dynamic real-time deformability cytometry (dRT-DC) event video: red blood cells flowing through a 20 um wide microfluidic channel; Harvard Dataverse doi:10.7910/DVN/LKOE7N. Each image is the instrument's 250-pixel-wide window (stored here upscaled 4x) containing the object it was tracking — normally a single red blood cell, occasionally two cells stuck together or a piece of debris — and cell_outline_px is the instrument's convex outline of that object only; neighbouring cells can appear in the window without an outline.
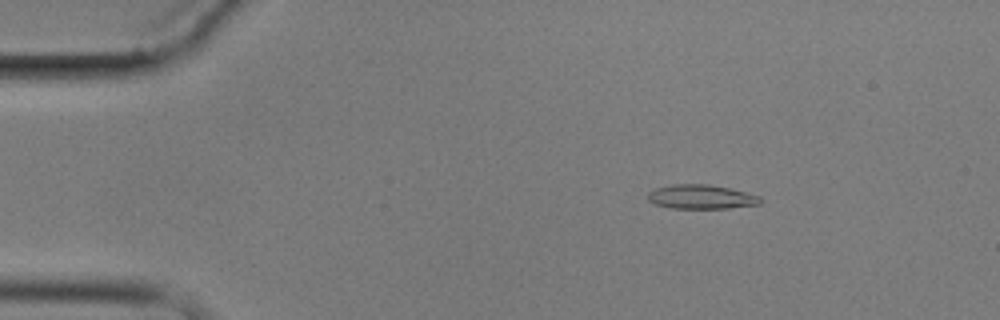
{"species": "common noctule bat (a hibernating species)", "species_latin": "Nyctalus noctula", "temperature_condition": "cold", "stored_images_in_passage": 5, "camera_frame_rate_fps": 3000, "um_per_image_px": 0.085, "animal": {"sex": "male", "body_mass_g": 17.9}, "frame": {"image": 1, "passage_image": 3, "time_ms": 2.333, "image_size_px": [1000, 320], "cell_outline_px": [[760, 204], [728, 208], [668, 208], [656, 204], [648, 200], [648, 192], [656, 188], [672, 184], [708, 184], [732, 188], [760, 196]], "centroid_in_image_um": [59.6, 16.72], "position_along_channel_um": 25.4, "area_um2": 15.9}}
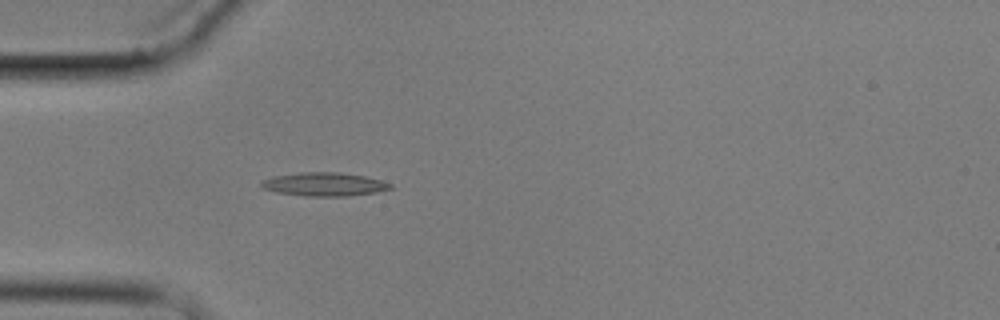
{"frame": {"image": 2, "passage_image": 5, "time_ms": 5.0, "image_size_px": [1000, 320], "cell_outline_px": [[392, 188], [376, 192], [348, 196], [308, 196], [276, 192], [264, 188], [260, 184], [260, 180], [272, 176], [300, 172], [340, 172], [364, 176], [380, 180], [392, 184]], "centroid_in_image_um": [27.53, 15.65], "position_along_channel_um": 57.5, "area_um2": 17.69}}